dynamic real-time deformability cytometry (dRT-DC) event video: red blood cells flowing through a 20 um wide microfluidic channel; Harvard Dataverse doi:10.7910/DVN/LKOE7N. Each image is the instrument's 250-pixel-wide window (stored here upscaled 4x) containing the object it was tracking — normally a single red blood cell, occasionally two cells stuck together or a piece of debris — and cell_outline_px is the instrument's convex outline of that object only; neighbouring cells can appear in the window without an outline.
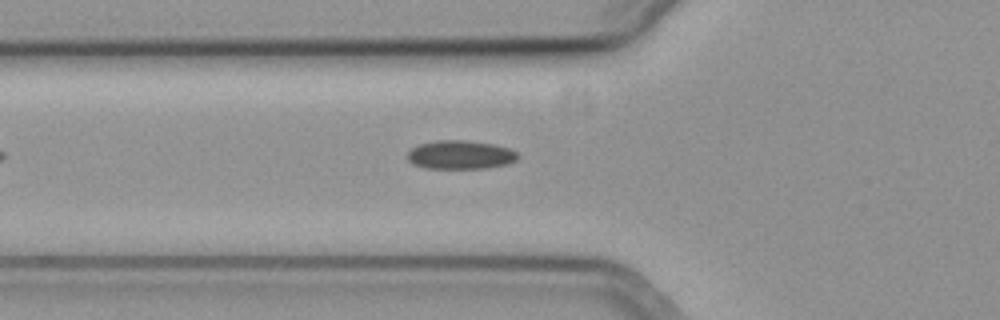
{"species": "common noctule bat (a hibernating species)", "species_latin": "Nyctalus noctula", "temperature_condition": "cold", "stored_images_in_passage": 45, "camera_frame_rate_fps": 3000, "um_per_image_px": 0.085, "animal": {"sex": "female", "body_mass_g": 19.3, "forearm_length_mm": 54.1}, "frame": {"image": 1, "passage_image": 9, "time_ms": 2.667, "image_size_px": [1000, 320], "cell_outline_px": [[520, 156], [516, 160], [508, 164], [484, 168], [428, 168], [412, 164], [408, 160], [408, 152], [412, 148], [420, 144], [436, 140], [468, 140], [496, 144], [508, 148], [516, 152]], "centroid_in_image_um": [39.15, 13.15], "position_along_channel_um": 86.6, "area_um2": 18.5}}
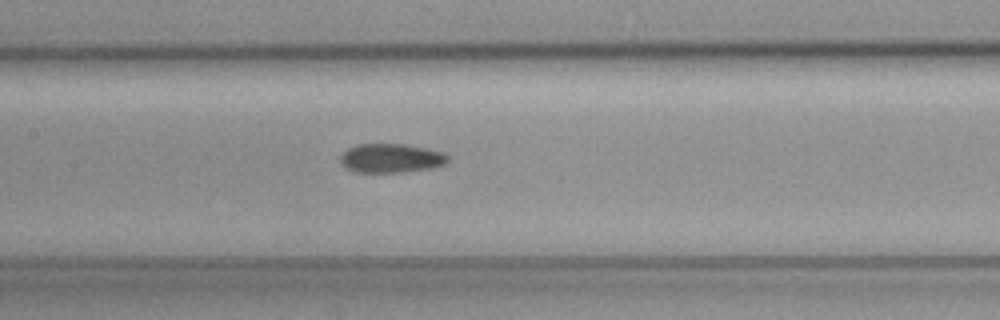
{"frame": {"image": 2, "passage_image": 16, "time_ms": 5.0, "image_size_px": [1000, 320], "cell_outline_px": [[448, 160], [444, 164], [432, 168], [404, 172], [356, 172], [340, 164], [340, 156], [348, 148], [356, 144], [404, 144], [444, 152], [448, 156]], "centroid_in_image_um": [33.23, 13.44], "position_along_channel_um": 174.2, "area_um2": 18.15}}
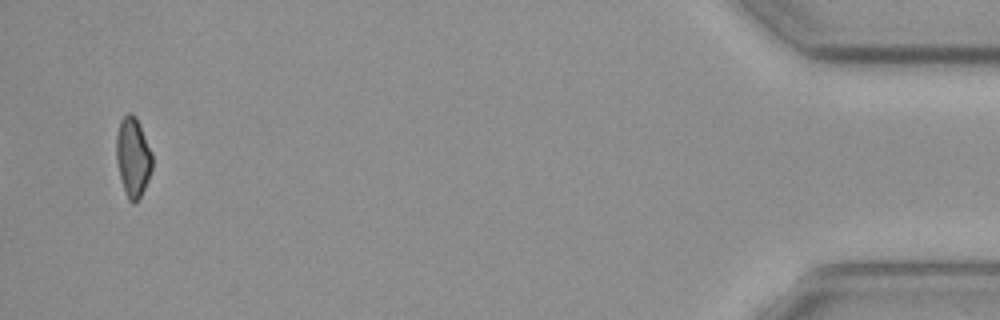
{"frame": {"image": 3, "passage_image": 43, "time_ms": 14.0, "image_size_px": [1000, 320], "cell_outline_px": [[152, 168], [148, 180], [136, 204], [132, 204], [128, 200], [124, 192], [116, 160], [116, 136], [120, 120], [128, 112], [132, 112], [136, 116], [140, 124], [152, 152]], "centroid_in_image_um": [11.3, 13.35], "position_along_channel_um": 423.9, "area_um2": 16.88}}